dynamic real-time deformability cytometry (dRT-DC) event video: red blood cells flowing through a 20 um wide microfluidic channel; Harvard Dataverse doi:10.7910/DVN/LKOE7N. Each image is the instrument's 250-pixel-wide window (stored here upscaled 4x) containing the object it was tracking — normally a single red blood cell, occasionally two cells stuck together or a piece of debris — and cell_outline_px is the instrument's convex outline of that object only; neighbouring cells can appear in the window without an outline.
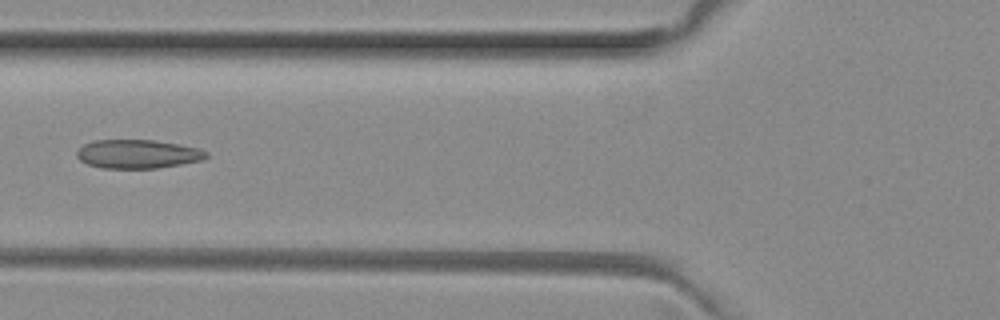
{"species": "common noctule bat (a hibernating species)", "species_latin": "Nyctalus noctula", "temperature_condition": "room temperature", "stored_images_in_passage": 7, "camera_frame_rate_fps": 3000, "um_per_image_px": 0.085, "animal": {"sex": "female", "body_mass_g": 29.2, "forearm_length_mm": 56.3}, "frame": {"image": 1, "passage_image": 6, "time_ms": 1.667, "image_size_px": [1000, 320], "cell_outline_px": [[208, 156], [204, 160], [156, 168], [100, 168], [88, 164], [80, 160], [76, 156], [76, 152], [84, 144], [92, 140], [152, 140], [200, 148], [208, 152]], "centroid_in_image_um": [11.7, 13.09], "position_along_channel_um": 114.1, "area_um2": 21.68}}
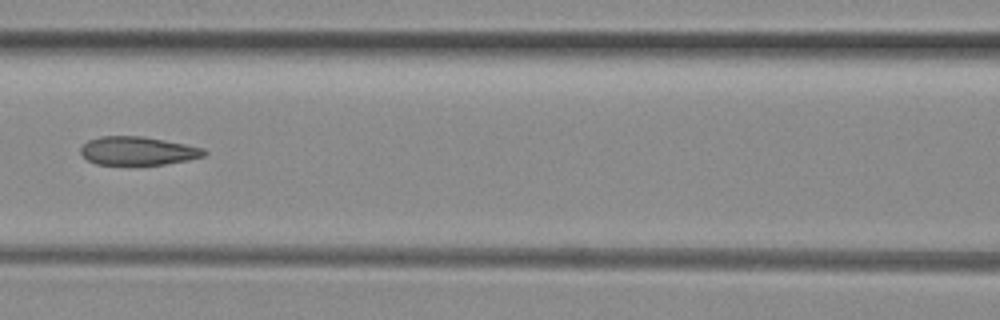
{"frame": {"image": 2, "passage_image": 7, "time_ms": 2.0, "image_size_px": [1000, 320], "cell_outline_px": [[208, 152], [204, 156], [188, 160], [164, 164], [96, 164], [88, 160], [80, 152], [80, 148], [88, 140], [100, 136], [144, 136], [204, 148]], "centroid_in_image_um": [11.72, 12.81], "position_along_channel_um": 154.9, "area_um2": 20.35}}